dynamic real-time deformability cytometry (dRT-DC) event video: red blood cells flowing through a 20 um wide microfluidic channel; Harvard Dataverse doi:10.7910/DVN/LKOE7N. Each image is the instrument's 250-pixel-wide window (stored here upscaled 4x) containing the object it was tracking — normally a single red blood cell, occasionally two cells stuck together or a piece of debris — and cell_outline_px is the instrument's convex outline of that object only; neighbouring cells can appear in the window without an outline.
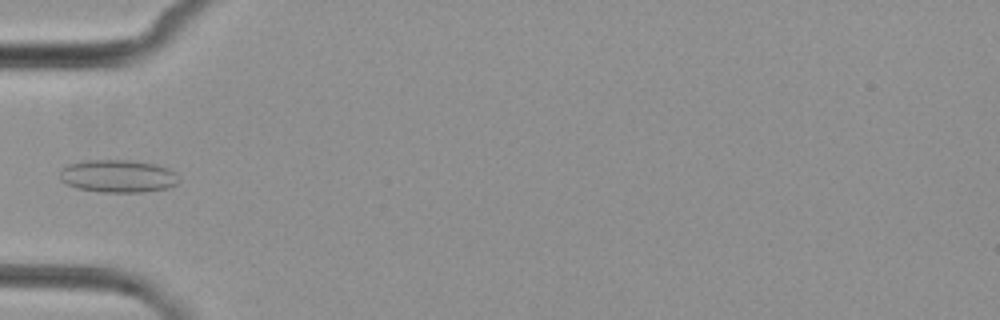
{"species": "common noctule bat (a hibernating species)", "species_latin": "Nyctalus noctula", "temperature_condition": "cold", "stored_images_in_passage": 4, "camera_frame_rate_fps": 3000, "um_per_image_px": 0.085, "animal": {"sex": "female", "body_mass_g": 29.2, "forearm_length_mm": 56.3}, "frame": {"image": 1, "passage_image": 4, "time_ms": 4.333, "image_size_px": [1000, 320], "cell_outline_px": [[180, 180], [176, 184], [168, 188], [144, 192], [100, 192], [76, 188], [60, 180], [60, 172], [68, 164], [84, 160], [132, 160], [156, 164], [168, 168], [176, 172]], "centroid_in_image_um": [10.05, 14.97], "position_along_channel_um": 74.9, "area_um2": 22.89}}